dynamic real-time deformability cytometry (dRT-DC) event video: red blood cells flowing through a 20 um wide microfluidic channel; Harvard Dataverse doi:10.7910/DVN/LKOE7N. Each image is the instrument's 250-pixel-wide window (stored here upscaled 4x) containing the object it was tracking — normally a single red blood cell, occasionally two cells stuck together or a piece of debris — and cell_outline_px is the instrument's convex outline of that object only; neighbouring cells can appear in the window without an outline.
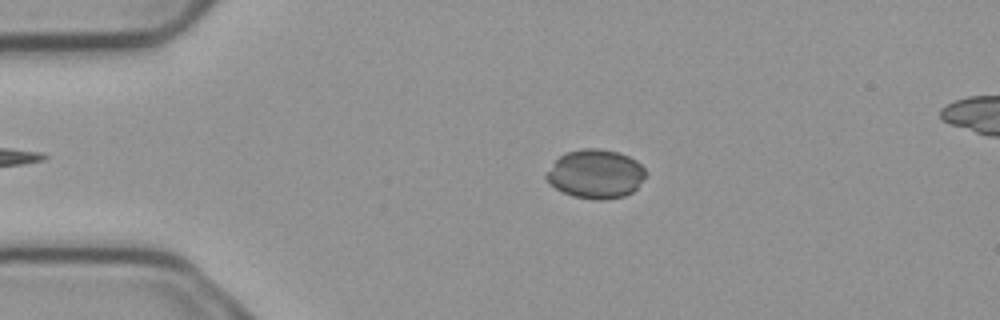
{"species": "common noctule bat (a hibernating species)", "species_latin": "Nyctalus noctula", "temperature_condition": "cold", "stored_images_in_passage": 5, "segment_of_instrument_passage": [1, 2], "camera_frame_rate_fps": 3000, "um_per_image_px": 0.085, "animal": {"sex": "male", "body_mass_g": 23.1, "forearm_length_mm": 52.7}, "frame": {"image": 1, "passage_image": 3, "time_ms": 0.667, "image_size_px": [1000, 320], "cell_outline_px": [[644, 176], [636, 188], [632, 192], [624, 196], [604, 200], [600, 200], [572, 196], [556, 188], [544, 176], [552, 164], [560, 156], [568, 152], [584, 148], [596, 148], [616, 152], [628, 156], [636, 160], [644, 168]], "centroid_in_image_um": [50.62, 14.79], "position_along_channel_um": 34.4, "area_um2": 27.86}}